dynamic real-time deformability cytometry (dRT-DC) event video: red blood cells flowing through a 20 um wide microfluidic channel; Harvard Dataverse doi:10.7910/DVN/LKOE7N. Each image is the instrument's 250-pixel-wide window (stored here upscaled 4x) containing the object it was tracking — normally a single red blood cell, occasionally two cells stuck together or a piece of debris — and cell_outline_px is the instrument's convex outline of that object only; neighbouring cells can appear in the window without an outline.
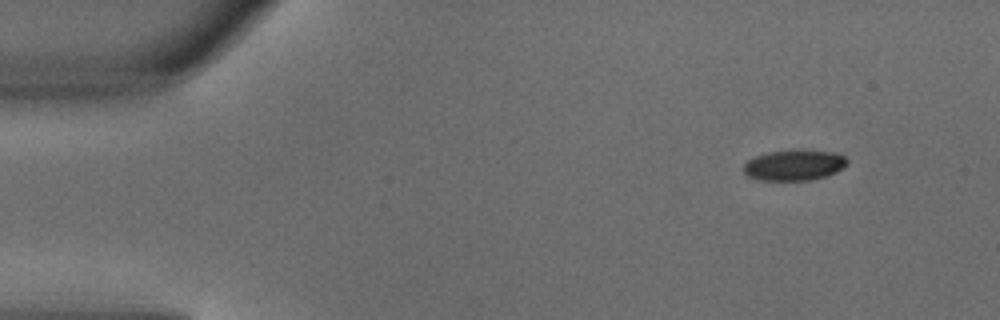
{"species": "common noctule bat (a hibernating species)", "species_latin": "Nyctalus noctula", "temperature_condition": "warm", "stored_images_in_passage": 5, "camera_frame_rate_fps": 3000, "um_per_image_px": 0.085, "animal": {"sex": "male", "body_mass_g": 18.8}, "frame": {"image": 1, "passage_image": 1, "time_ms": 0.0, "image_size_px": [1000, 320], "cell_outline_px": [[848, 164], [836, 172], [812, 180], [760, 180], [748, 176], [744, 172], [744, 164], [748, 160], [756, 156], [768, 152], [832, 152], [844, 156], [848, 160]], "centroid_in_image_um": [67.49, 14.07], "position_along_channel_um": 17.5, "area_um2": 17.8}}
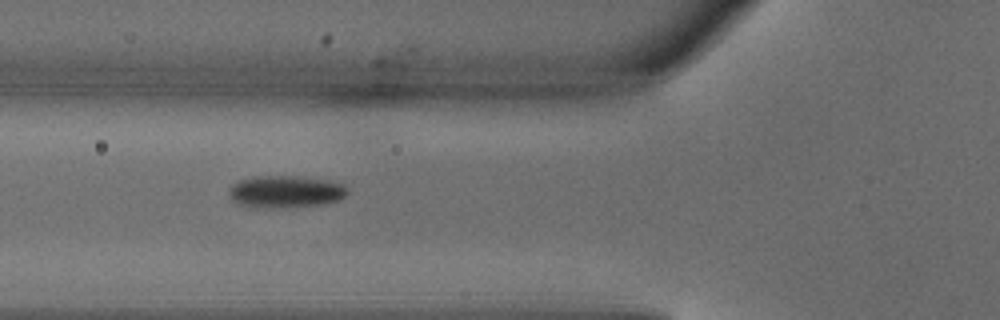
{"frame": {"image": 2, "passage_image": 4, "time_ms": 1.0, "image_size_px": [1000, 320], "cell_outline_px": [[348, 192], [340, 200], [324, 204], [284, 208], [236, 204], [232, 200], [228, 192], [228, 188], [232, 184], [240, 180], [256, 176], [296, 176], [328, 180], [344, 184], [348, 188]], "centroid_in_image_um": [24.3, 16.28], "position_along_channel_um": 101.5, "area_um2": 22.25}}
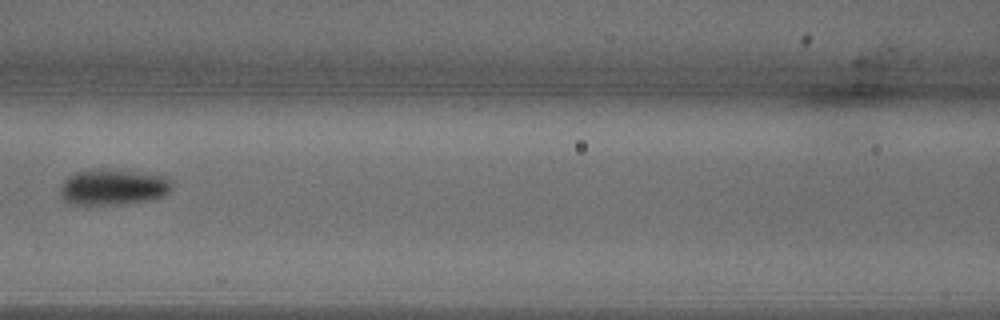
{"frame": {"image": 3, "passage_image": 5, "time_ms": 1.333, "image_size_px": [1000, 320], "cell_outline_px": [[172, 188], [164, 196], [148, 200], [120, 204], [72, 204], [64, 200], [60, 196], [60, 188], [64, 180], [68, 176], [76, 172], [100, 168], [104, 168], [168, 176], [172, 180]], "centroid_in_image_um": [9.62, 15.89], "position_along_channel_um": 157.0, "area_um2": 23.47}}